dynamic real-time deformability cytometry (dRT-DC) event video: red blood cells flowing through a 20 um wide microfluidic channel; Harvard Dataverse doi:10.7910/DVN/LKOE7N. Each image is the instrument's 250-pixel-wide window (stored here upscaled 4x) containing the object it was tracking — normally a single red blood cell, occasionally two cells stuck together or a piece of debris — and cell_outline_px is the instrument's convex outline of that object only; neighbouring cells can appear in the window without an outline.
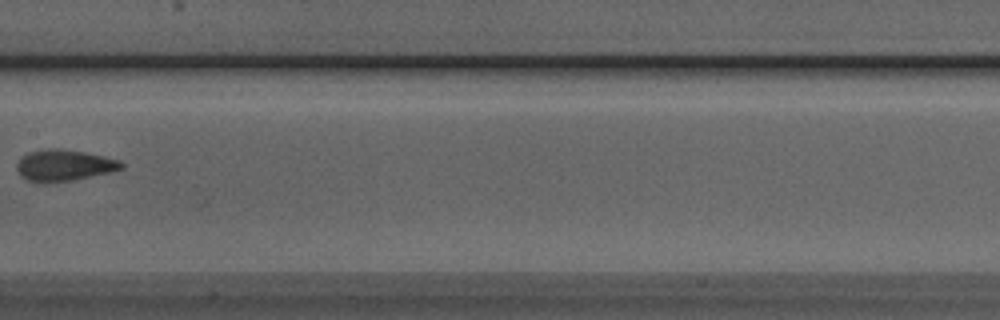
{"species": "Egyptian fruit bat (a non-hibernating species)", "species_latin": "Rousettus aegyptiacus", "temperature_condition": "room temperature", "stored_images_in_passage": 8, "camera_frame_rate_fps": 3000, "um_per_image_px": 0.085, "animal": {"sex": "male"}, "frame": {"image": 1, "passage_image": 7, "time_ms": 2.0, "image_size_px": [1000, 320], "cell_outline_px": [[124, 168], [108, 172], [72, 180], [44, 184], [24, 180], [20, 176], [16, 168], [16, 164], [28, 152], [48, 148], [56, 148], [84, 152], [104, 156], [120, 160], [124, 164]], "centroid_in_image_um": [5.4, 14.07], "position_along_channel_um": 202.0, "area_um2": 19.19}}
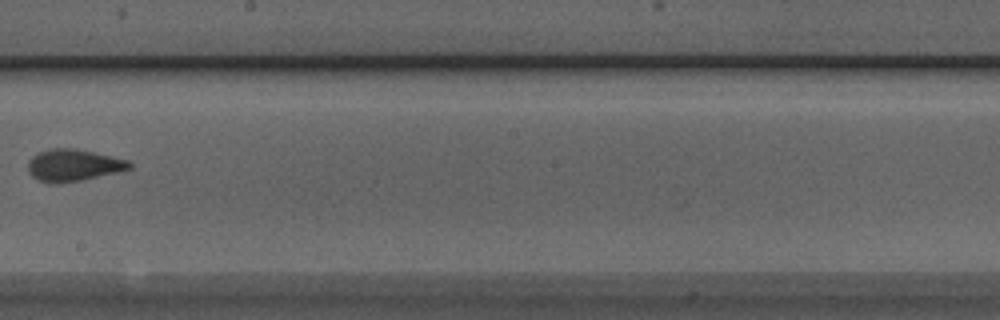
{"frame": {"image": 2, "passage_image": 8, "time_ms": 2.333, "image_size_px": [1000, 320], "cell_outline_px": [[132, 168], [84, 180], [60, 184], [48, 184], [32, 176], [28, 172], [28, 160], [32, 156], [40, 152], [52, 148], [76, 148], [112, 156], [128, 160], [132, 164]], "centroid_in_image_um": [6.22, 14.05], "position_along_channel_um": 242.0, "area_um2": 19.07}}